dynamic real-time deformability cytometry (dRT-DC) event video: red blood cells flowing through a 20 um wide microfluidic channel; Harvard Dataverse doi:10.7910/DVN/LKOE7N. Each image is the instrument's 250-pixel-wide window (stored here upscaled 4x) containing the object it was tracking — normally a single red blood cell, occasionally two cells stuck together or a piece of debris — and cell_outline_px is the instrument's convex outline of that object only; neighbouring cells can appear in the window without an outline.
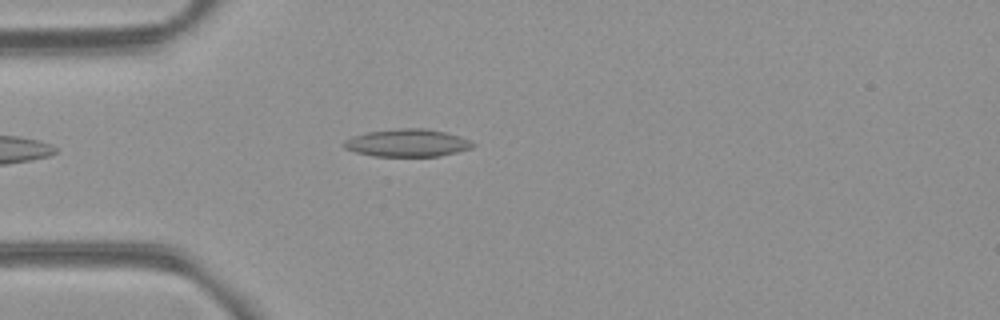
{"species": "common noctule bat (a hibernating species)", "species_latin": "Nyctalus noctula", "temperature_condition": "room temperature", "stored_images_in_passage": 4, "camera_frame_rate_fps": 3000, "um_per_image_px": 0.085, "animal": {"sex": "female", "body_mass_g": 21.9}, "frame": {"image": 1, "passage_image": 4, "time_ms": 3.333, "image_size_px": [1000, 320], "cell_outline_px": [[476, 144], [472, 148], [440, 156], [372, 156], [356, 152], [344, 148], [340, 144], [344, 140], [352, 136], [368, 132], [400, 128], [424, 128], [444, 132], [460, 136], [472, 140]], "centroid_in_image_um": [34.62, 12.15], "position_along_channel_um": 50.4, "area_um2": 20.87}}